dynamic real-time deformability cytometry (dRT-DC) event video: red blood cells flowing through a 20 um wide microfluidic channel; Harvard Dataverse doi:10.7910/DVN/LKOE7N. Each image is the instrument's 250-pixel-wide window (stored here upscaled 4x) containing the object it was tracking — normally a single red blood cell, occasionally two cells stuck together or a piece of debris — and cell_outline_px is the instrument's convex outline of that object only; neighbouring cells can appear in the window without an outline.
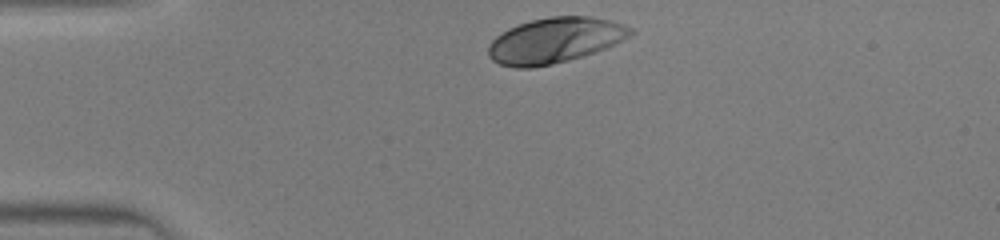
{"species": "human", "species_latin": "Homo sapiens", "temperature_condition": "warm", "stored_images_in_passage": 28, "camera_frame_rate_fps": 3000, "um_per_image_px": 0.085, "donor": {"sex": "male"}, "frame": {"image": 1, "passage_image": 1, "time_ms": 0.0, "image_size_px": [1000, 240], "cell_outline_px": [[636, 32], [604, 48], [568, 60], [552, 64], [532, 68], [512, 68], [500, 64], [492, 60], [488, 56], [488, 44], [496, 36], [508, 28], [532, 20], [552, 16], [588, 16], [612, 20], [636, 28]], "centroid_in_image_um": [47.14, 3.42], "position_along_channel_um": 37.9, "area_um2": 37.51}}
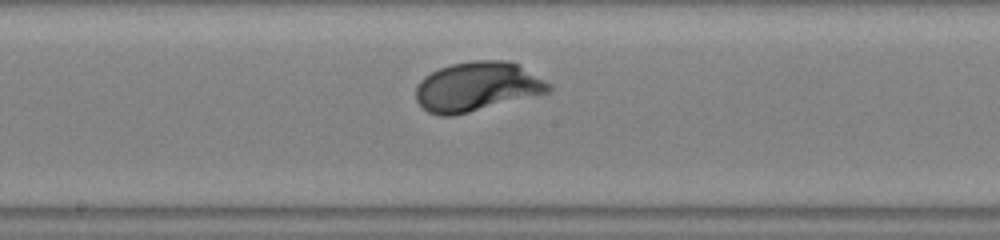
{"frame": {"image": 2, "passage_image": 15, "time_ms": 4.667, "image_size_px": [1000, 240], "cell_outline_px": [[552, 88], [548, 92], [452, 116], [440, 116], [428, 112], [416, 100], [416, 88], [420, 80], [424, 76], [440, 68], [452, 64], [476, 60], [504, 60], [520, 64], [552, 84]], "centroid_in_image_um": [40.56, 7.35], "position_along_channel_um": 207.6, "area_um2": 37.97}}
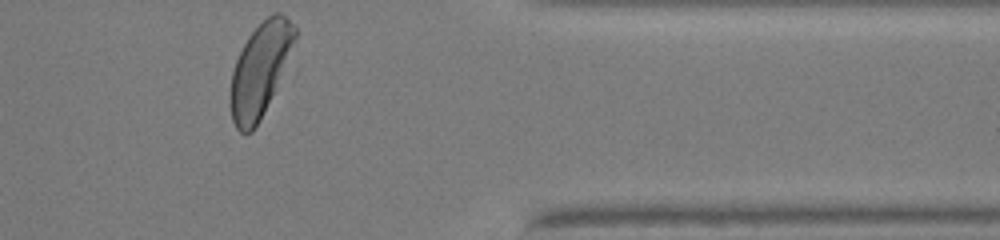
{"frame": {"image": 3, "passage_image": 28, "time_ms": 9.0, "image_size_px": [1000, 240], "cell_outline_px": [[296, 40], [260, 120], [252, 132], [240, 132], [236, 128], [232, 120], [228, 104], [228, 96], [232, 72], [236, 60], [248, 36], [272, 12], [280, 12], [296, 28]], "centroid_in_image_um": [22.05, 5.96], "position_along_channel_um": 389.4, "area_um2": 34.45}}